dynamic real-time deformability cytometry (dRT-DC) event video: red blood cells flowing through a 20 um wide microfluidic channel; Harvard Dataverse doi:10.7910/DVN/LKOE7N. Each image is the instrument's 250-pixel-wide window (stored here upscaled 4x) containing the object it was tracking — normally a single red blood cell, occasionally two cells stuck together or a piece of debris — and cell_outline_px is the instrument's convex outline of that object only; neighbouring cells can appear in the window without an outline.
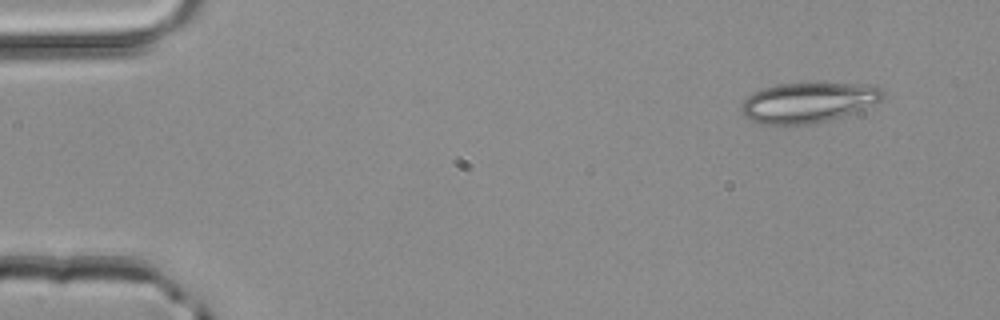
{"species": "common noctule bat (a hibernating species)", "species_latin": "Nyctalus noctula", "temperature_condition": "room temperature", "stored_images_in_passage": 3, "camera_frame_rate_fps": 3000, "um_per_image_px": 0.085, "animal": {"sex": "male", "body_mass_g": 20.4}, "frame": {"image": 1, "passage_image": 1, "time_ms": 0.0, "image_size_px": [1000, 320], "cell_outline_px": [[884, 96], [880, 100], [852, 112], [816, 124], [760, 124], [748, 120], [744, 116], [740, 108], [740, 104], [748, 96], [764, 88], [776, 84], [860, 84], [880, 88], [884, 92]], "centroid_in_image_um": [68.61, 8.73], "position_along_channel_um": 16.4, "area_um2": 32.48}}